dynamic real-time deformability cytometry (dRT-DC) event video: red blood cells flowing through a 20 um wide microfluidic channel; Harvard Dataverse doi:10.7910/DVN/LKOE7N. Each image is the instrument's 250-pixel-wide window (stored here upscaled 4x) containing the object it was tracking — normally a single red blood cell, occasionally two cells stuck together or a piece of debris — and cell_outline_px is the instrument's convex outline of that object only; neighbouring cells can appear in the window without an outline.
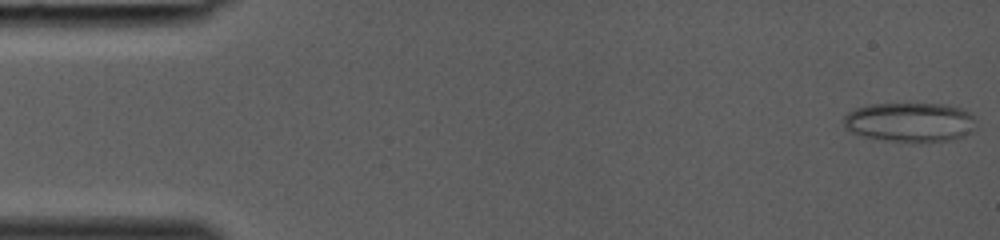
{"species": "common noctule bat (a hibernating species)", "species_latin": "Nyctalus noctula", "temperature_condition": "room temperature", "stored_images_in_passage": 37, "segment_of_instrument_passage": [1, 2], "camera_frame_rate_fps": 3000, "um_per_image_px": 0.085, "animal": {"sex": "female", "body_mass_g": 19.0, "forearm_length_mm": 53.3}, "frame": {"image": 1, "passage_image": 1, "time_ms": 0.0, "image_size_px": [1000, 240], "cell_outline_px": [[972, 132], [964, 136], [952, 140], [884, 140], [864, 136], [852, 132], [844, 128], [844, 116], [848, 112], [856, 108], [872, 104], [948, 104], [960, 108], [968, 112], [972, 116]], "centroid_in_image_um": [77.31, 10.36], "position_along_channel_um": 7.7, "area_um2": 29.71}}
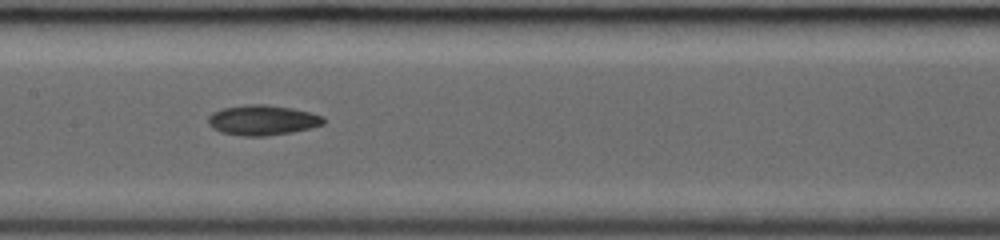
{"frame": {"image": 2, "passage_image": 20, "time_ms": 6.333, "image_size_px": [1000, 240], "cell_outline_px": [[324, 124], [292, 132], [264, 136], [244, 136], [220, 132], [212, 128], [208, 124], [208, 116], [212, 112], [224, 108], [248, 104], [264, 104], [292, 108], [324, 116]], "centroid_in_image_um": [22.28, 10.21], "position_along_channel_um": 185.1, "area_um2": 20.17}}
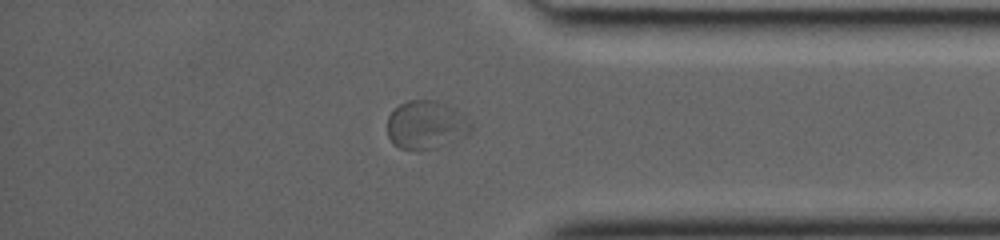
{"frame": {"image": 3, "passage_image": 33, "time_ms": 10.667, "image_size_px": [1000, 240], "cell_outline_px": [[472, 128], [468, 136], [452, 144], [420, 152], [416, 152], [400, 148], [392, 144], [388, 136], [388, 116], [400, 104], [408, 100], [436, 100], [456, 108], [468, 116], [472, 124]], "centroid_in_image_um": [36.28, 10.66], "position_along_channel_um": 398.9, "area_um2": 24.57}}